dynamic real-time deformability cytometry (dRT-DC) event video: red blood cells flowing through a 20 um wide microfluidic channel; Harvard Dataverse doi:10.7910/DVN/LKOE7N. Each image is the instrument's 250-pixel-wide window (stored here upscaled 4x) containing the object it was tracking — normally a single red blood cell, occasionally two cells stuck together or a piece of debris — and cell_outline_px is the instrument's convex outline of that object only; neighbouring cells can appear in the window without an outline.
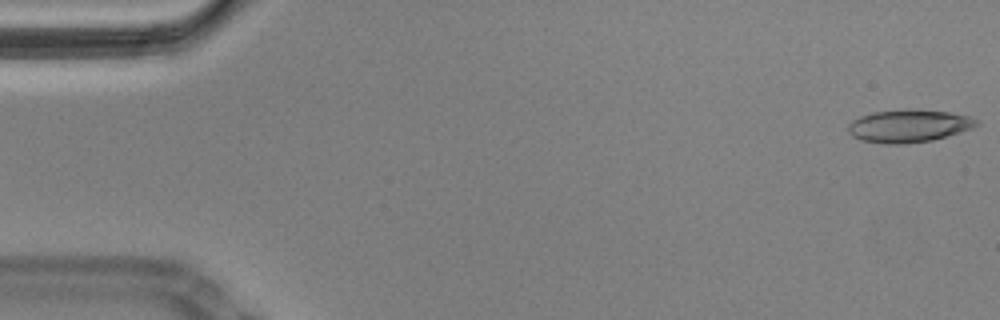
{"species": "Egyptian fruit bat (a non-hibernating species)", "species_latin": "Rousettus aegyptiacus", "temperature_condition": "cold", "stored_images_in_passage": 16, "camera_frame_rate_fps": 3000, "um_per_image_px": 0.085, "animal": {"sex": "male"}, "frame": {"image": 1, "passage_image": 1, "time_ms": 0.0, "image_size_px": [1000, 320], "cell_outline_px": [[980, 124], [972, 128], [960, 132], [932, 140], [904, 144], [884, 144], [860, 140], [852, 136], [848, 132], [848, 124], [852, 120], [860, 116], [872, 112], [908, 108], [912, 108], [948, 112], [968, 116], [976, 120]], "centroid_in_image_um": [77.2, 10.7], "position_along_channel_um": 7.8, "area_um2": 24.68}}